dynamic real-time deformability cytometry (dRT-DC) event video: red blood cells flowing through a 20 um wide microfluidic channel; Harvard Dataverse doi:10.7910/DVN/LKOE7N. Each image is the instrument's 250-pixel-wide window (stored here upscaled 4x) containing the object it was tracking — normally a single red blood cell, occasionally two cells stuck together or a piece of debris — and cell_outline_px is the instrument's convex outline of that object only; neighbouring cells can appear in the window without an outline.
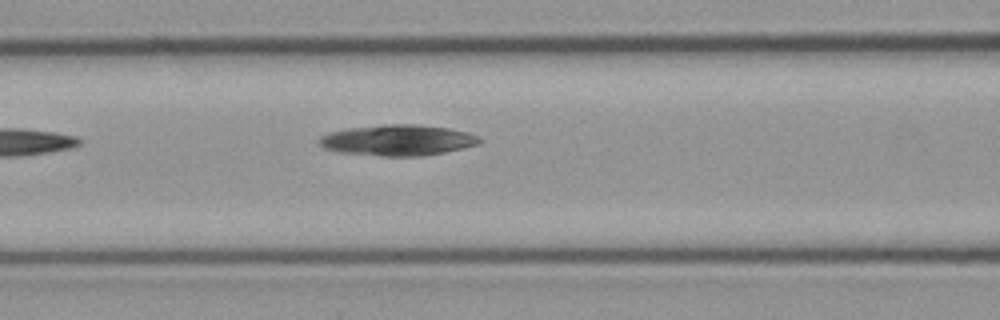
{"species": "common noctule bat (a hibernating species)", "species_latin": "Nyctalus noctula", "temperature_condition": "cold", "stored_images_in_passage": 6, "camera_frame_rate_fps": 3000, "um_per_image_px": 0.085, "animal": {"sex": "male", "body_mass_g": 23.1, "forearm_length_mm": 52.7}, "frame": {"image": 1, "passage_image": 6, "time_ms": 1.667, "image_size_px": [1000, 320], "cell_outline_px": [[480, 144], [464, 148], [424, 156], [384, 156], [340, 152], [324, 148], [320, 144], [320, 136], [328, 132], [348, 128], [384, 124], [420, 124], [448, 128], [468, 132], [480, 136]], "centroid_in_image_um": [33.84, 11.91], "position_along_channel_um": 132.8, "area_um2": 28.96}}